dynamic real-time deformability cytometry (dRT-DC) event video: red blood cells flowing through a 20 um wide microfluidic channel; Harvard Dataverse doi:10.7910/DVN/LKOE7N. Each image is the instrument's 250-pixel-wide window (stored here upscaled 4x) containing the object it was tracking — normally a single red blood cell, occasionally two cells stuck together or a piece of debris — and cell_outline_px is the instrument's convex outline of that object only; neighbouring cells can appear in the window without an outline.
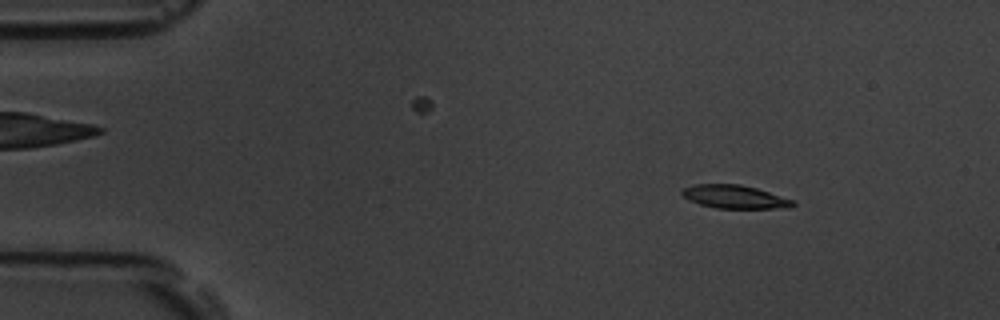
{"species": "common noctule bat (a hibernating species)", "species_latin": "Nyctalus noctula", "temperature_condition": "room temperature", "stored_images_in_passage": 20, "camera_frame_rate_fps": 3000, "um_per_image_px": 0.085, "animal": {"sex": "male", "body_mass_g": 19.5, "forearm_length_mm": 54.6}, "frame": {"image": 1, "passage_image": 7, "time_ms": 2.0, "image_size_px": [1000, 320], "cell_outline_px": [[796, 204], [788, 208], [716, 208], [700, 204], [684, 196], [680, 192], [684, 188], [692, 184], [740, 184], [756, 188], [796, 200]], "centroid_in_image_um": [62.5, 16.72], "position_along_channel_um": 22.5, "area_um2": 15.03}}
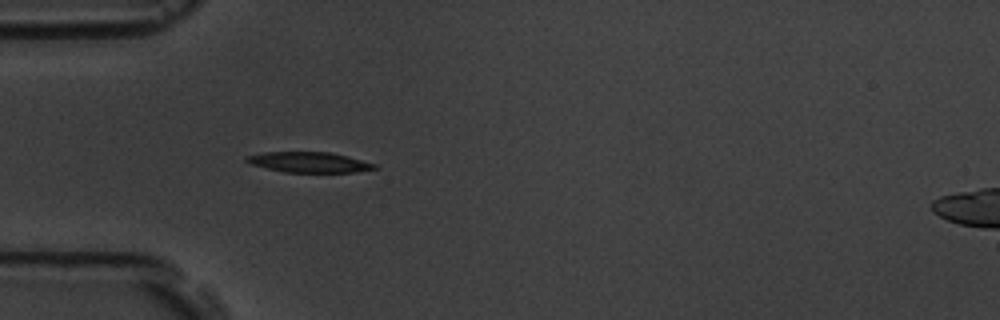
{"frame": {"image": 2, "passage_image": 16, "time_ms": 5.0, "image_size_px": [1000, 320], "cell_outline_px": [[376, 168], [356, 172], [284, 172], [252, 164], [244, 160], [248, 156], [264, 152], [332, 152], [348, 156], [376, 164]], "centroid_in_image_um": [26.3, 13.78], "position_along_channel_um": 58.7, "area_um2": 15.03}}
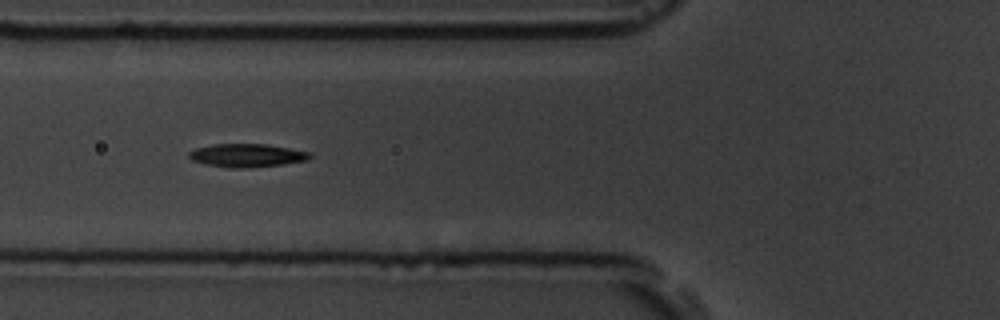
{"frame": {"image": 3, "passage_image": 20, "time_ms": 6.333, "image_size_px": [1000, 320], "cell_outline_px": [[312, 156], [308, 160], [280, 164], [248, 168], [228, 168], [208, 164], [192, 160], [188, 156], [188, 152], [196, 148], [212, 144], [264, 144], [312, 152]], "centroid_in_image_um": [20.98, 13.21], "position_along_channel_um": 104.8, "area_um2": 16.3}}